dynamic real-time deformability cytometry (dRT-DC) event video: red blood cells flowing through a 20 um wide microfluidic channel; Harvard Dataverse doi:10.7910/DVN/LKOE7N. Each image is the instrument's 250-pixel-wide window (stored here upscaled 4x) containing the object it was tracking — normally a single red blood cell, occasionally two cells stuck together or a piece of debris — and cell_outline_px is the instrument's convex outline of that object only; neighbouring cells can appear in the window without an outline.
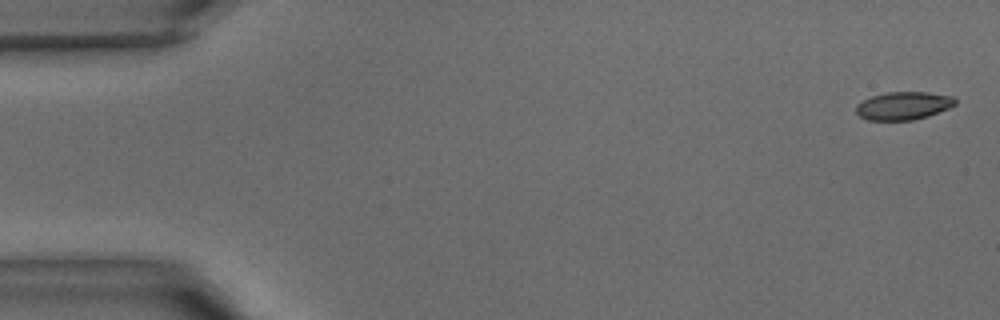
{"species": "common noctule bat (a hibernating species)", "species_latin": "Nyctalus noctula", "temperature_condition": "warm", "stored_images_in_passage": 41, "camera_frame_rate_fps": 3000, "um_per_image_px": 0.085, "animal": {"sex": "male", "body_mass_g": 15.6}, "frame": {"image": 1, "passage_image": 1, "time_ms": 0.0, "image_size_px": [1000, 320], "cell_outline_px": [[956, 104], [948, 108], [928, 116], [912, 120], [868, 120], [860, 116], [856, 112], [856, 104], [872, 96], [888, 92], [928, 92], [952, 96], [956, 100]], "centroid_in_image_um": [76.79, 8.98], "position_along_channel_um": 8.2, "area_um2": 16.07}}
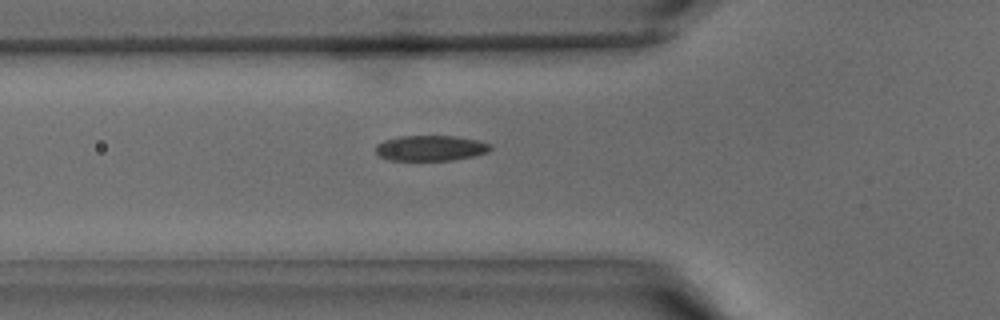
{"frame": {"image": 2, "passage_image": 14, "time_ms": 4.333, "image_size_px": [1000, 320], "cell_outline_px": [[492, 148], [488, 152], [472, 156], [452, 160], [388, 160], [380, 156], [376, 152], [376, 144], [384, 140], [400, 136], [456, 136], [476, 140], [492, 144]], "centroid_in_image_um": [36.6, 12.58], "position_along_channel_um": 89.2, "area_um2": 16.99}}
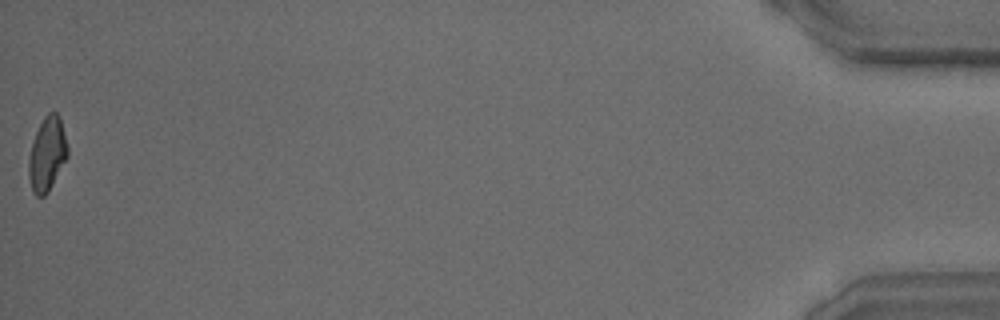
{"frame": {"image": 3, "passage_image": 41, "time_ms": 13.333, "image_size_px": [1000, 320], "cell_outline_px": [[68, 156], [48, 192], [44, 196], [36, 196], [32, 192], [28, 176], [28, 160], [32, 144], [36, 132], [44, 116], [48, 112], [56, 112], [60, 116], [68, 148]], "centroid_in_image_um": [4.0, 13.1], "position_along_channel_um": 431.2, "area_um2": 16.76}}